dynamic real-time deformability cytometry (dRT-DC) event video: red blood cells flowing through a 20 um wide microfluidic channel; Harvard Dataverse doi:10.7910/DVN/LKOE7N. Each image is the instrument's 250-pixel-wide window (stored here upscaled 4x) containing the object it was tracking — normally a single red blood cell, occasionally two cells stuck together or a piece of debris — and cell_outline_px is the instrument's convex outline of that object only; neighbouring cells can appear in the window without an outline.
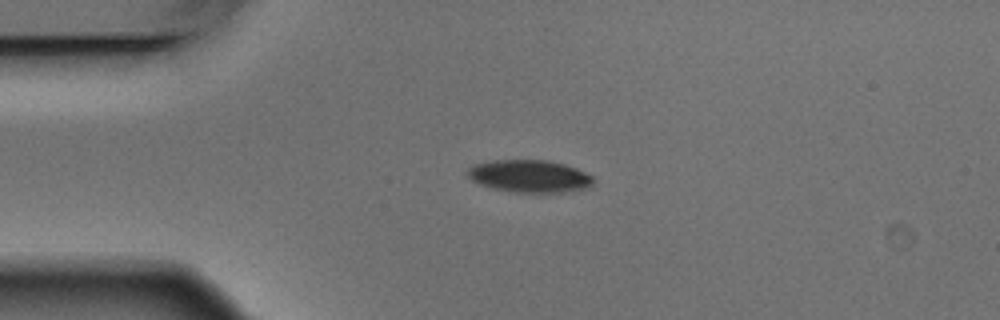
{"species": "Egyptian fruit bat (a non-hibernating species)", "species_latin": "Rousettus aegyptiacus", "temperature_condition": "warm", "stored_images_in_passage": 6, "camera_frame_rate_fps": 3000, "um_per_image_px": 0.085, "animal": {"sex": "male"}, "frame": {"image": 1, "passage_image": 1, "time_ms": 0.0, "image_size_px": [1000, 320], "cell_outline_px": [[592, 184], [588, 188], [564, 192], [516, 192], [492, 188], [480, 184], [472, 180], [468, 176], [468, 168], [476, 164], [492, 160], [544, 160], [564, 164], [576, 168], [592, 176]], "centroid_in_image_um": [45.01, 14.97], "position_along_channel_um": 40.0, "area_um2": 23.52}}
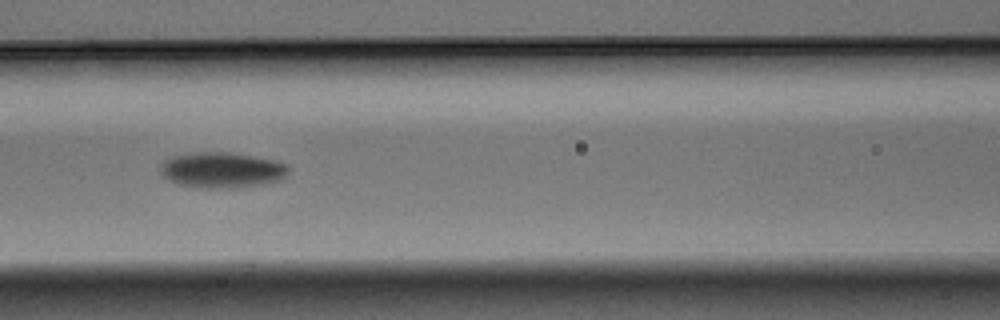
{"frame": {"image": 2, "passage_image": 4, "time_ms": 1.0, "image_size_px": [1000, 320], "cell_outline_px": [[288, 172], [280, 180], [264, 184], [240, 188], [196, 188], [176, 184], [168, 180], [160, 172], [160, 164], [164, 160], [172, 156], [196, 152], [228, 152], [276, 160], [288, 164]], "centroid_in_image_um": [18.84, 14.46], "position_along_channel_um": 147.8, "area_um2": 26.99}}
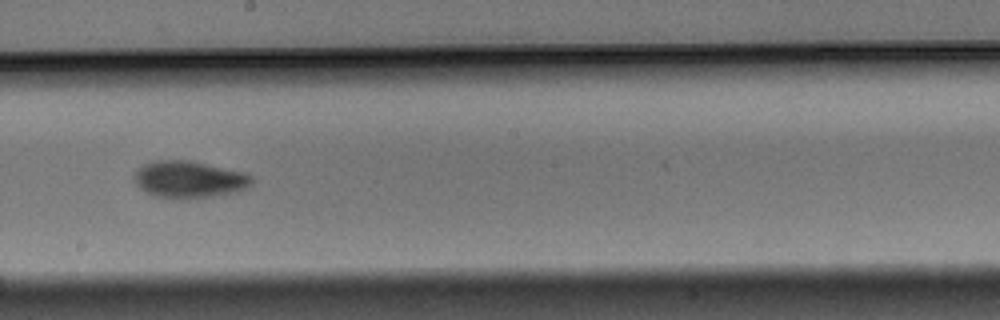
{"frame": {"image": 3, "passage_image": 6, "time_ms": 1.667, "image_size_px": [1000, 320], "cell_outline_px": [[252, 184], [248, 188], [236, 192], [216, 196], [188, 200], [184, 200], [156, 196], [140, 188], [132, 180], [132, 176], [144, 164], [156, 160], [188, 160], [244, 172], [252, 176]], "centroid_in_image_um": [16.09, 15.27], "position_along_channel_um": 232.1, "area_um2": 25.61}}